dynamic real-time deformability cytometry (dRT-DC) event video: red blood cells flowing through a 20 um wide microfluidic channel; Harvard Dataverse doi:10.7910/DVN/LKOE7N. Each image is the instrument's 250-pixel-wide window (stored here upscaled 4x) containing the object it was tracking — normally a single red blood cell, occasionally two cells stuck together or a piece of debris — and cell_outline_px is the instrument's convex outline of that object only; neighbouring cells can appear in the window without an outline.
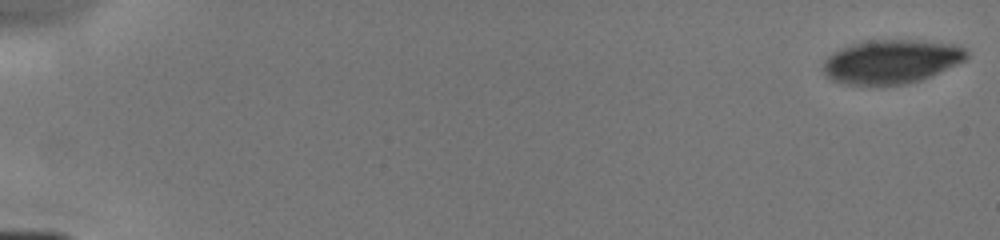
{"species": "human", "species_latin": "Homo sapiens", "temperature_condition": "cold", "stored_images_in_passage": 7, "camera_frame_rate_fps": 3000, "um_per_image_px": 0.085, "donor": {"sex": "male"}, "frame": {"image": 1, "passage_image": 1, "time_ms": 0.0, "image_size_px": [1000, 240], "cell_outline_px": [[968, 60], [932, 76], [920, 80], [904, 84], [840, 84], [824, 76], [824, 60], [832, 52], [840, 48], [864, 40], [916, 40], [956, 44], [964, 48], [968, 52]], "centroid_in_image_um": [75.78, 5.22], "position_along_channel_um": 9.2, "area_um2": 36.99}}
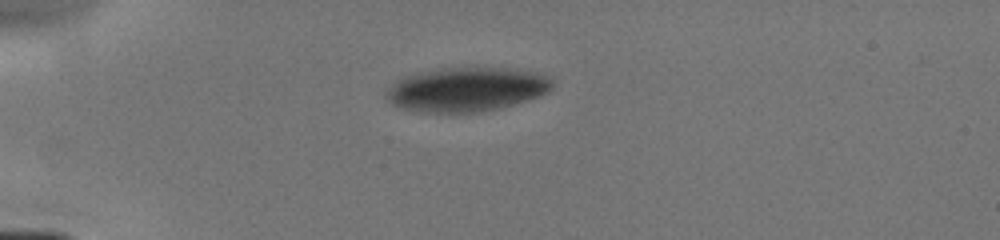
{"frame": {"image": 2, "passage_image": 6, "time_ms": 4.333, "image_size_px": [1000, 240], "cell_outline_px": [[552, 88], [548, 92], [540, 96], [528, 100], [500, 108], [476, 112], [424, 112], [404, 108], [392, 104], [384, 96], [384, 92], [396, 80], [404, 76], [416, 72], [436, 68], [508, 68], [536, 72], [548, 76], [552, 80]], "centroid_in_image_um": [39.64, 7.59], "position_along_channel_um": 45.4, "area_um2": 42.89}}